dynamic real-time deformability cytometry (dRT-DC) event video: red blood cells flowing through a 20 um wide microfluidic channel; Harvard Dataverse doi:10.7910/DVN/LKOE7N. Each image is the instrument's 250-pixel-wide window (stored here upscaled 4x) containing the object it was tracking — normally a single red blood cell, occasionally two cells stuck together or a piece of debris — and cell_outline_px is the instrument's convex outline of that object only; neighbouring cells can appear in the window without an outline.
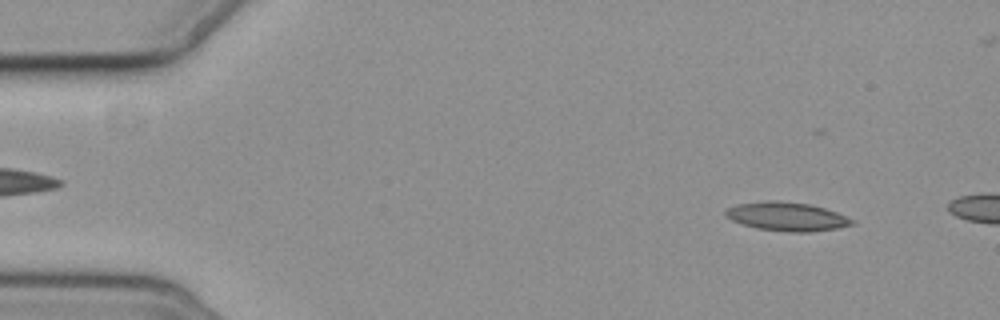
{"species": "common noctule bat (a hibernating species)", "species_latin": "Nyctalus noctula", "temperature_condition": "cold", "stored_images_in_passage": 3, "camera_frame_rate_fps": 3000, "um_per_image_px": 0.085, "animal": {"sex": "female", "body_mass_g": 19.3, "forearm_length_mm": 54.1}, "frame": {"image": 1, "passage_image": 1, "time_ms": 0.0, "image_size_px": [1000, 320], "cell_outline_px": [[856, 224], [836, 228], [808, 232], [796, 232], [756, 228], [732, 220], [724, 216], [724, 212], [728, 208], [736, 204], [768, 200], [772, 200], [812, 204], [836, 212], [856, 220]], "centroid_in_image_um": [66.9, 18.39], "position_along_channel_um": 18.1, "area_um2": 21.1}}